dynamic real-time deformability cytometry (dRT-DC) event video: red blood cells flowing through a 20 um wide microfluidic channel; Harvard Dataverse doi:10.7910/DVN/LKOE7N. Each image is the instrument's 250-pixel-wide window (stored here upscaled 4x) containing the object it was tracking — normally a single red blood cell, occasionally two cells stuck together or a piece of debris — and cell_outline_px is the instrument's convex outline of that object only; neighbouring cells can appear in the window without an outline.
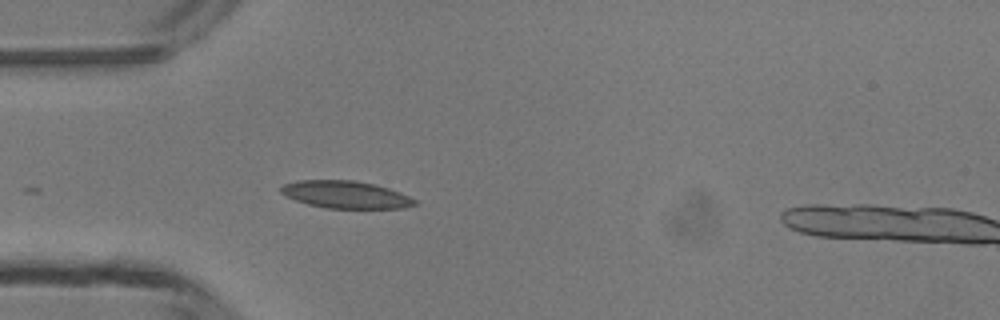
{"species": "common noctule bat (a hibernating species)", "species_latin": "Nyctalus noctula", "temperature_condition": "room temperature", "stored_images_in_passage": 14, "camera_frame_rate_fps": 3000, "um_per_image_px": 0.085, "animal": {"sex": "male", "body_mass_g": 13.3}, "frame": {"image": 1, "passage_image": 1, "time_ms": 0.0, "image_size_px": [1000, 320], "cell_outline_px": [[420, 204], [404, 208], [324, 208], [308, 204], [296, 200], [280, 192], [280, 188], [284, 184], [300, 180], [356, 180], [376, 184], [400, 192], [416, 200]], "centroid_in_image_um": [29.43, 16.54], "position_along_channel_um": 55.6, "area_um2": 21.39}}
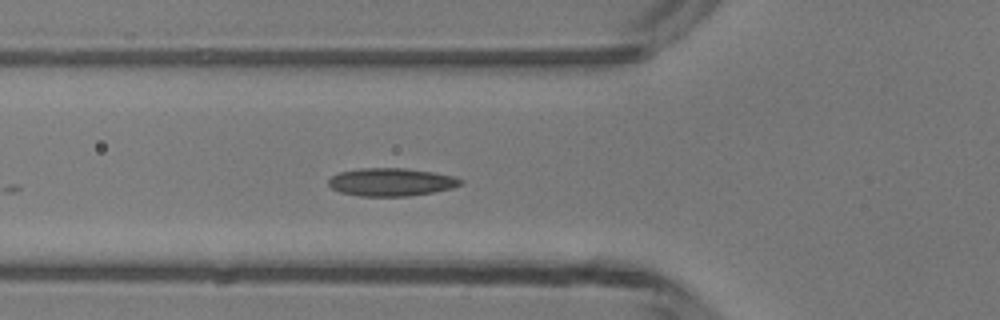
{"frame": {"image": 2, "passage_image": 4, "time_ms": 1.0, "image_size_px": [1000, 320], "cell_outline_px": [[464, 184], [452, 188], [432, 192], [408, 196], [360, 196], [340, 192], [332, 188], [328, 184], [328, 180], [332, 176], [340, 172], [360, 168], [404, 168], [432, 172], [456, 176], [464, 180]], "centroid_in_image_um": [33.28, 15.47], "position_along_channel_um": 92.5, "area_um2": 21.56}}